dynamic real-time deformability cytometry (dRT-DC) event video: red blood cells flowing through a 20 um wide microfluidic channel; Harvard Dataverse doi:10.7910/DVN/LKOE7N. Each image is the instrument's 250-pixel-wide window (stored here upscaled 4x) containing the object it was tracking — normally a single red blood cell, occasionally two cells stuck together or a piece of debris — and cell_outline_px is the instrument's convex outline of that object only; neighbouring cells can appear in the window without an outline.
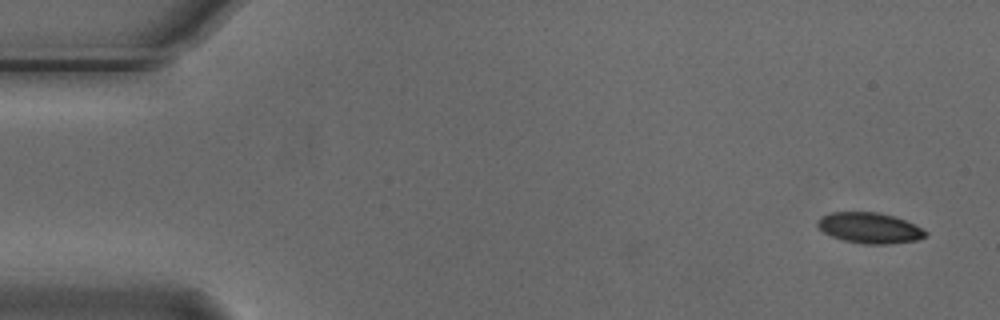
{"species": "Egyptian fruit bat (a non-hibernating species)", "species_latin": "Rousettus aegyptiacus", "temperature_condition": "cold", "stored_images_in_passage": 6, "camera_frame_rate_fps": 3000, "um_per_image_px": 0.085, "animal": {"sex": "male"}, "frame": {"image": 1, "passage_image": 1, "time_ms": 0.0, "image_size_px": [1000, 320], "cell_outline_px": [[928, 236], [916, 240], [888, 244], [864, 244], [844, 240], [832, 236], [824, 232], [816, 224], [820, 216], [832, 212], [876, 212], [892, 216], [904, 220], [928, 232]], "centroid_in_image_um": [73.9, 19.38], "position_along_channel_um": 11.1, "area_um2": 19.07}}
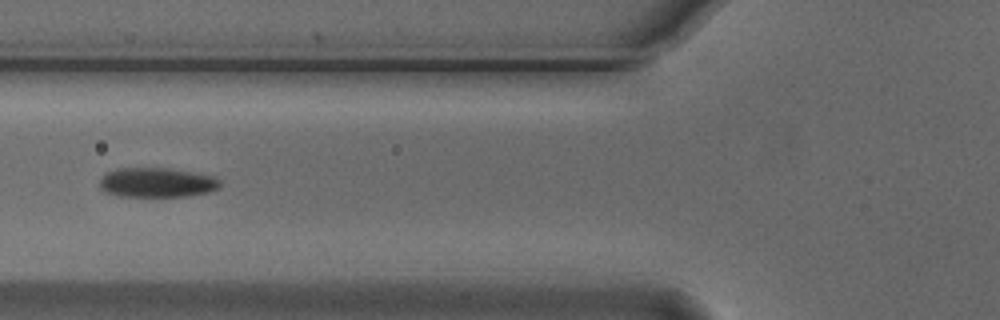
{"frame": {"image": 2, "passage_image": 6, "time_ms": 1.667, "image_size_px": [1000, 320], "cell_outline_px": [[220, 188], [208, 192], [184, 196], [120, 196], [104, 192], [100, 188], [100, 180], [104, 172], [116, 168], [168, 168], [192, 172], [212, 176], [220, 180]], "centroid_in_image_um": [13.29, 15.5], "position_along_channel_um": 112.5, "area_um2": 20.81}}